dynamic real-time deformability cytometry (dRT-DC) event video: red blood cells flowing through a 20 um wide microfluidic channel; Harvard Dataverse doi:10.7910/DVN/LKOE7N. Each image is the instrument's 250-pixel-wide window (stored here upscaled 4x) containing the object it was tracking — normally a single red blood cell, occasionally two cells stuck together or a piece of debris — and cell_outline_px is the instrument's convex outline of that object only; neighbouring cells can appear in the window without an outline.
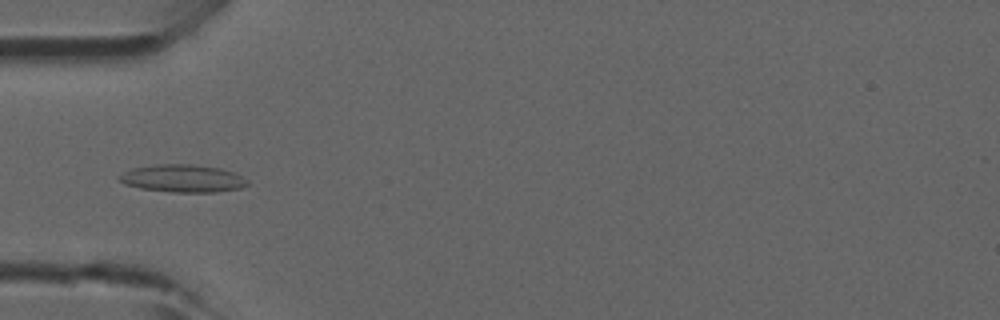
{"species": "common noctule bat (a hibernating species)", "species_latin": "Nyctalus noctula", "temperature_condition": "room temperature", "stored_images_in_passage": 7, "camera_frame_rate_fps": 3000, "um_per_image_px": 0.085, "animal": {"sex": "male", "forearm_length_mm": 52.5}, "frame": {"image": 1, "passage_image": 5, "time_ms": 1.333, "image_size_px": [1000, 320], "cell_outline_px": [[248, 184], [240, 188], [216, 192], [172, 192], [140, 188], [124, 184], [116, 176], [132, 168], [156, 164], [188, 164], [220, 168], [232, 172], [248, 180]], "centroid_in_image_um": [15.49, 15.17], "position_along_channel_um": 69.5, "area_um2": 20.52}}
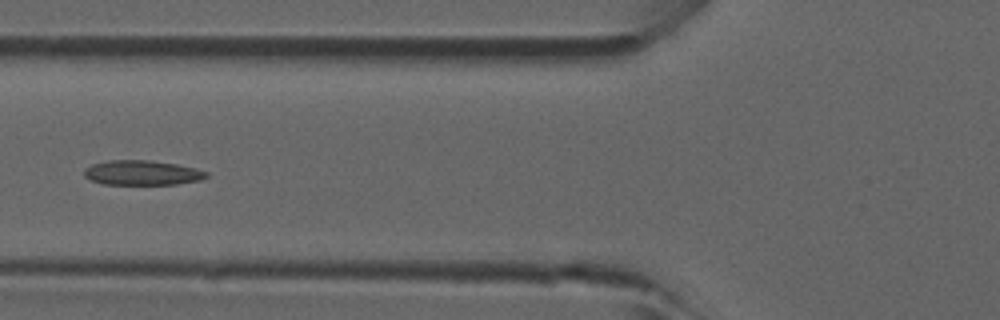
{"frame": {"image": 2, "passage_image": 6, "time_ms": 1.667, "image_size_px": [1000, 320], "cell_outline_px": [[208, 176], [200, 180], [176, 184], [104, 184], [92, 180], [84, 176], [84, 168], [92, 164], [108, 160], [148, 160], [176, 164], [196, 168], [208, 172]], "centroid_in_image_um": [12.08, 14.68], "position_along_channel_um": 113.7, "area_um2": 17.57}}
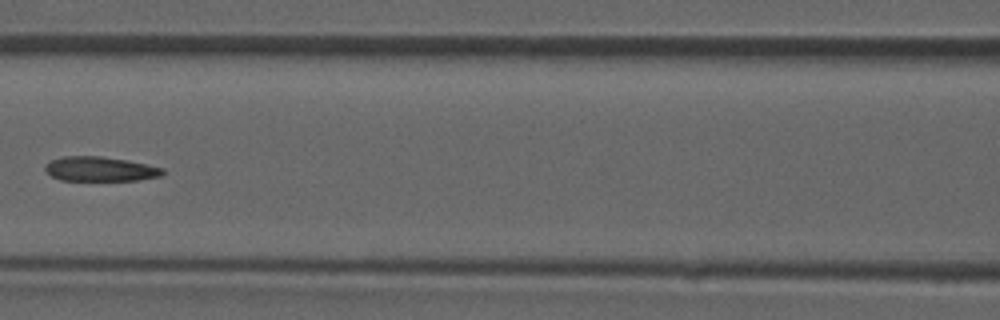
{"frame": {"image": 3, "passage_image": 7, "time_ms": 2.0, "image_size_px": [1000, 320], "cell_outline_px": [[164, 172], [160, 176], [136, 180], [60, 180], [52, 176], [44, 168], [52, 160], [64, 156], [100, 156], [128, 160], [148, 164], [164, 168]], "centroid_in_image_um": [8.55, 14.36], "position_along_channel_um": 158.1, "area_um2": 16.65}}